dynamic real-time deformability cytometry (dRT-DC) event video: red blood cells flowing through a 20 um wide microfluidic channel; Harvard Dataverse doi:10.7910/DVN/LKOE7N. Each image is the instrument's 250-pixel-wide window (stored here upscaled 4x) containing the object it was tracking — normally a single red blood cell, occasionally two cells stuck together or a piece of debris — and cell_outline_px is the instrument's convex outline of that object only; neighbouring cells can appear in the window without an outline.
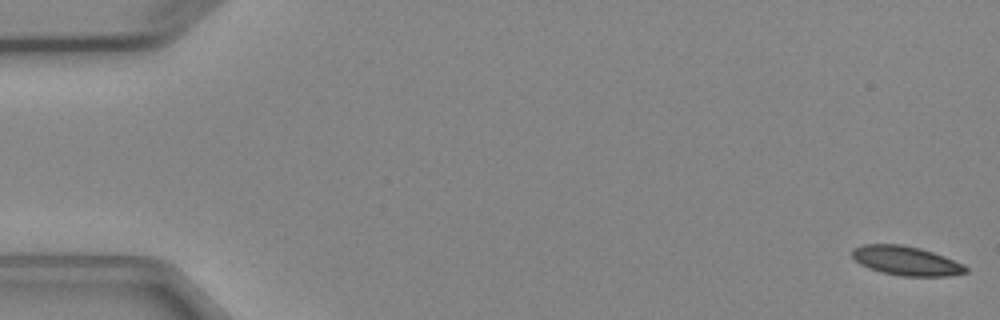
{"species": "Egyptian fruit bat (a non-hibernating species)", "species_latin": "Rousettus aegyptiacus", "temperature_condition": "cold", "stored_images_in_passage": 3, "camera_frame_rate_fps": 3000, "um_per_image_px": 0.085, "animal": {"sex": "female"}, "frame": {"image": 1, "passage_image": 1, "time_ms": 0.0, "image_size_px": [1000, 320], "cell_outline_px": [[968, 272], [948, 276], [900, 276], [880, 272], [868, 268], [860, 264], [852, 256], [852, 248], [864, 244], [900, 244], [920, 248], [944, 256], [964, 264], [968, 268]], "centroid_in_image_um": [77.02, 22.17], "position_along_channel_um": 8.0, "area_um2": 19.42}}